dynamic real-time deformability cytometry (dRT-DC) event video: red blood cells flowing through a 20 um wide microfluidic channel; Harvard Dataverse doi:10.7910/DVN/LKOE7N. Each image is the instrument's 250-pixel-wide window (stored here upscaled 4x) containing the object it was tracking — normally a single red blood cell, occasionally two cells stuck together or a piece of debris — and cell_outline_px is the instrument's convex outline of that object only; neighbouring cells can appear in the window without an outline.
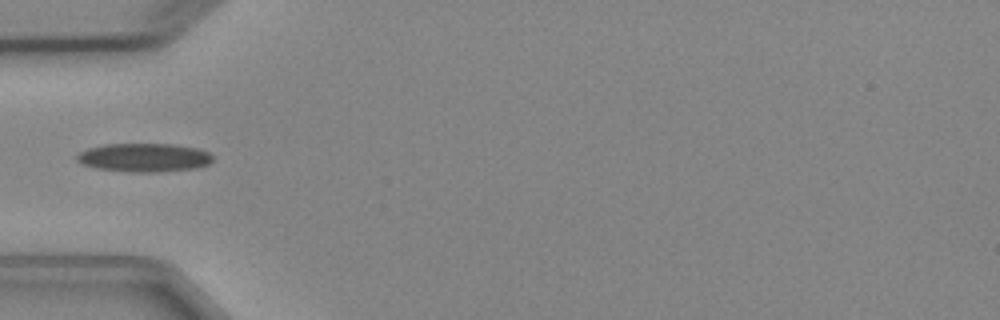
{"species": "Egyptian fruit bat (a non-hibernating species)", "species_latin": "Rousettus aegyptiacus", "temperature_condition": "cold", "stored_images_in_passage": 2, "camera_frame_rate_fps": 3000, "um_per_image_px": 0.085, "animal": {"sex": "female"}, "frame": {"image": 1, "passage_image": 1, "time_ms": 0.0, "image_size_px": [1000, 320], "cell_outline_px": [[212, 160], [208, 164], [196, 168], [160, 172], [128, 172], [96, 168], [84, 164], [76, 160], [76, 156], [80, 152], [88, 148], [104, 144], [172, 144], [196, 148], [208, 152], [212, 156]], "centroid_in_image_um": [12.24, 13.39], "position_along_channel_um": 72.8, "area_um2": 22.6}}
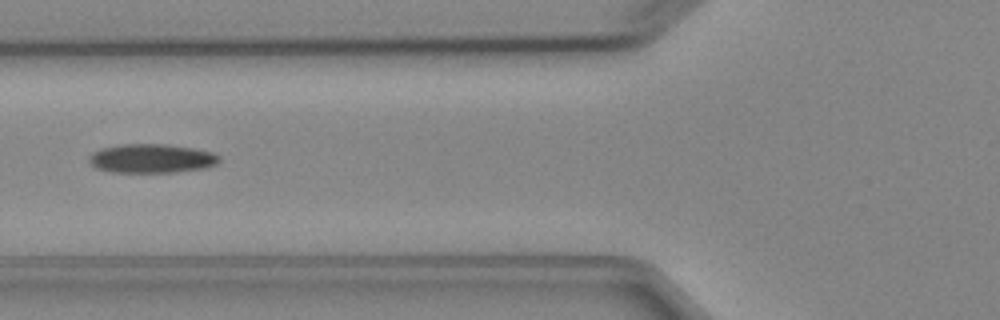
{"frame": {"image": 2, "passage_image": 2, "time_ms": 1.0, "image_size_px": [1000, 320], "cell_outline_px": [[220, 160], [216, 164], [204, 168], [176, 172], [112, 172], [96, 168], [88, 160], [88, 156], [92, 152], [100, 148], [116, 144], [164, 144], [192, 148], [212, 152], [220, 156]], "centroid_in_image_um": [12.85, 13.46], "position_along_channel_um": 113.0, "area_um2": 22.08}}